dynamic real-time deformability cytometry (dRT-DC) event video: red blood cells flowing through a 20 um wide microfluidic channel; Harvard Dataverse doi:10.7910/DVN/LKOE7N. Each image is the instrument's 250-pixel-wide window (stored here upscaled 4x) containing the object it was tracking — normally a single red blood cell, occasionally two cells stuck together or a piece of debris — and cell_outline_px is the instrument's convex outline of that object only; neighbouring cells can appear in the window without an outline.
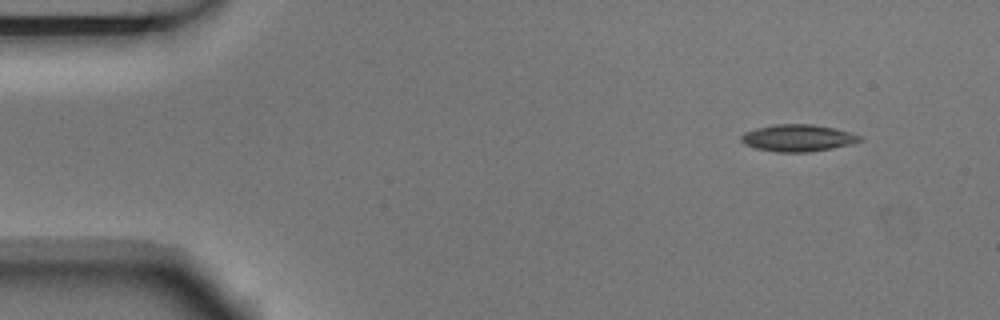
{"species": "Egyptian fruit bat (a non-hibernating species)", "species_latin": "Rousettus aegyptiacus", "temperature_condition": "room temperature", "stored_images_in_passage": 5, "camera_frame_rate_fps": 3000, "um_per_image_px": 0.085, "animal": {"sex": "male"}, "frame": {"image": 1, "passage_image": 1, "time_ms": 0.0, "image_size_px": [1000, 320], "cell_outline_px": [[864, 140], [852, 144], [832, 148], [808, 152], [776, 152], [756, 148], [744, 144], [740, 140], [740, 136], [744, 132], [756, 128], [772, 124], [812, 124], [836, 128], [864, 136]], "centroid_in_image_um": [67.84, 11.72], "position_along_channel_um": 17.2, "area_um2": 18.9}}
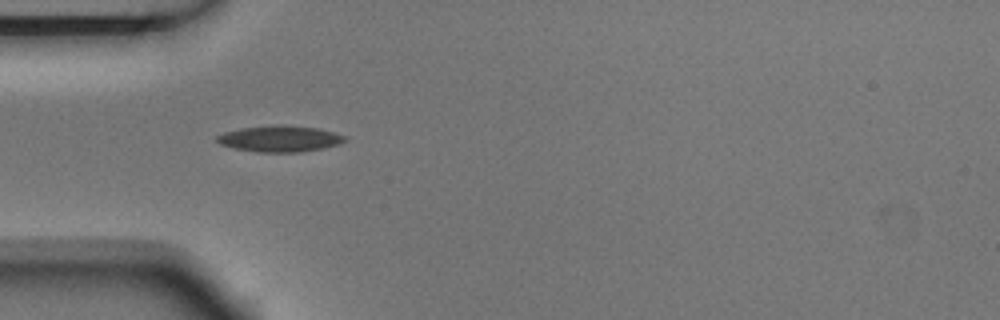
{"frame": {"image": 2, "passage_image": 4, "time_ms": 1.0, "image_size_px": [1000, 320], "cell_outline_px": [[348, 140], [340, 144], [324, 148], [300, 152], [256, 152], [236, 148], [220, 144], [216, 140], [216, 136], [224, 132], [240, 128], [280, 124], [320, 128], [348, 136]], "centroid_in_image_um": [23.84, 11.78], "position_along_channel_um": 61.2, "area_um2": 19.77}}
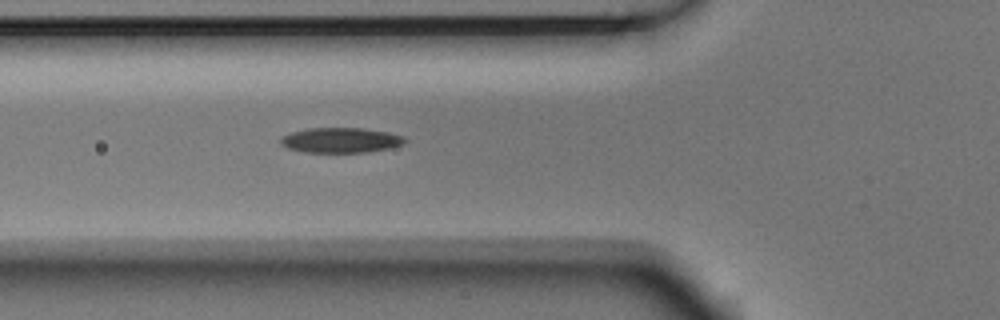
{"frame": {"image": 3, "passage_image": 5, "time_ms": 1.333, "image_size_px": [1000, 320], "cell_outline_px": [[408, 140], [404, 144], [388, 148], [368, 152], [304, 152], [288, 148], [280, 144], [280, 136], [292, 132], [308, 128], [364, 128], [388, 132], [404, 136]], "centroid_in_image_um": [28.97, 11.91], "position_along_channel_um": 96.8, "area_um2": 18.26}}